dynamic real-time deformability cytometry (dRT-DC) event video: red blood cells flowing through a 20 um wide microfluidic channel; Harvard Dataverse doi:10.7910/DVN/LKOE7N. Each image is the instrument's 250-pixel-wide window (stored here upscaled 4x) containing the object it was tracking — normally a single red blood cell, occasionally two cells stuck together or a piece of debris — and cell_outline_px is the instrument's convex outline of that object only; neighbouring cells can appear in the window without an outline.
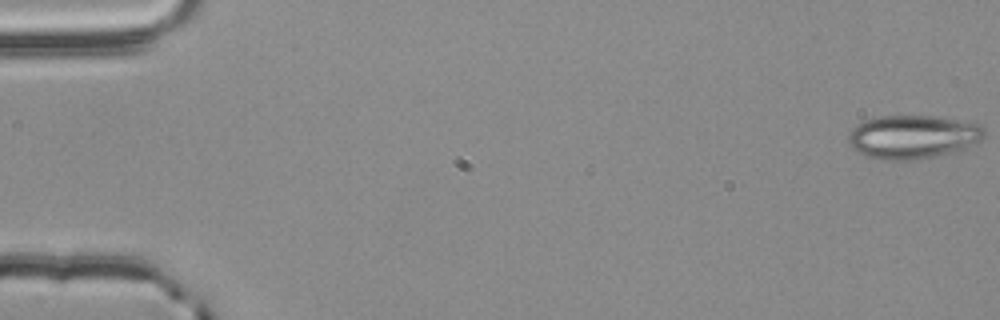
{"species": "common noctule bat (a hibernating species)", "species_latin": "Nyctalus noctula", "temperature_condition": "room temperature", "stored_images_in_passage": 56, "camera_frame_rate_fps": 3000, "um_per_image_px": 0.085, "animal": {"sex": "male", "body_mass_g": 20.4}, "frame": {"image": 1, "passage_image": 1, "time_ms": 0.0, "image_size_px": [1000, 320], "cell_outline_px": [[984, 140], [964, 148], [932, 156], [908, 160], [884, 160], [864, 156], [856, 152], [848, 144], [848, 136], [852, 128], [864, 120], [880, 116], [936, 116], [976, 120], [984, 124]], "centroid_in_image_um": [77.64, 11.6], "position_along_channel_um": 7.4, "area_um2": 35.08}}
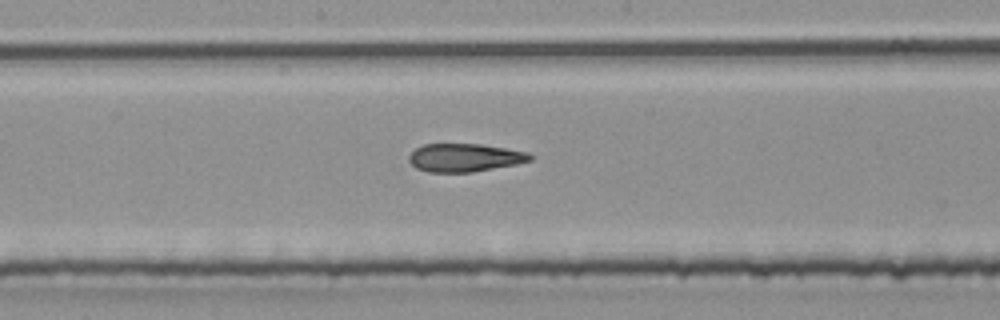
{"frame": {"image": 2, "passage_image": 30, "time_ms": 9.667, "image_size_px": [1000, 320], "cell_outline_px": [[532, 160], [516, 164], [472, 172], [428, 172], [416, 168], [408, 160], [408, 156], [416, 148], [424, 144], [480, 144], [528, 152], [532, 156]], "centroid_in_image_um": [39.48, 13.4], "position_along_channel_um": 208.7, "area_um2": 19.77}}
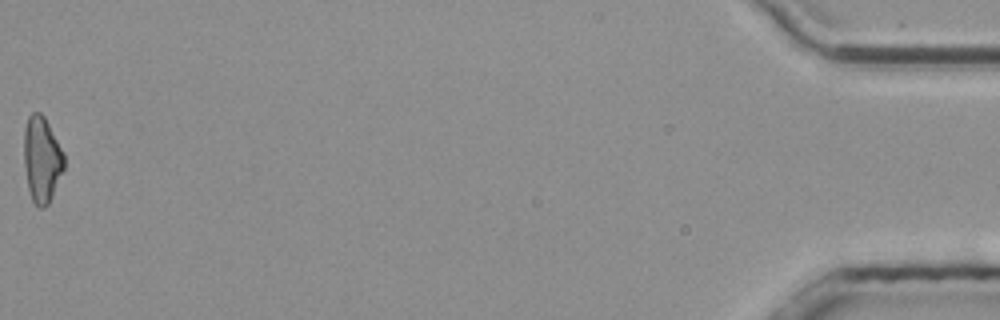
{"frame": {"image": 3, "passage_image": 56, "time_ms": 18.333, "image_size_px": [1000, 320], "cell_outline_px": [[64, 168], [48, 204], [44, 208], [40, 208], [32, 200], [28, 188], [24, 164], [24, 128], [28, 116], [32, 112], [40, 112], [44, 116], [64, 152]], "centroid_in_image_um": [3.55, 13.52], "position_along_channel_um": 431.7, "area_um2": 20.0}, "authors_computed_cell_mechanics": {"area_um2": 20.9814, "velocity_mm_per_s": 3.7854, "shape_relaxation_time_tau1_ms": null, "shape_relaxation_time_tau2_ms": 3.9562, "deformation_change_tau1": null, "deformation_change_tau2": 0.1082}}